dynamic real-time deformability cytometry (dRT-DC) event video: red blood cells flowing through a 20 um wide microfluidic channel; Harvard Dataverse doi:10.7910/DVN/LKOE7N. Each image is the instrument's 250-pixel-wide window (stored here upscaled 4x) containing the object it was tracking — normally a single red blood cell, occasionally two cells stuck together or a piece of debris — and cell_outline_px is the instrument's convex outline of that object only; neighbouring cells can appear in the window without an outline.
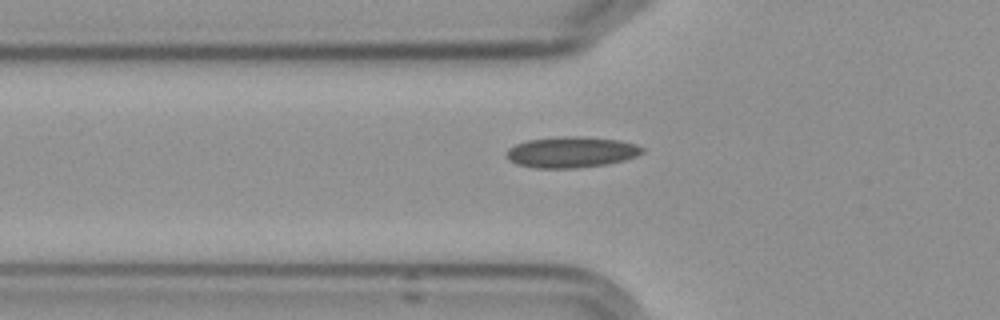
{"species": "Egyptian fruit bat (a non-hibernating species)", "species_latin": "Rousettus aegyptiacus", "temperature_condition": "cold", "stored_images_in_passage": 2, "camera_frame_rate_fps": 3000, "um_per_image_px": 0.085, "frame": {"image": 1, "passage_image": 2, "time_ms": 2.0, "image_size_px": [1000, 320], "cell_outline_px": [[644, 152], [636, 156], [624, 160], [604, 164], [576, 168], [536, 168], [516, 164], [508, 160], [508, 148], [516, 144], [528, 140], [560, 136], [584, 136], [620, 140], [636, 144], [644, 148]], "centroid_in_image_um": [48.58, 12.92], "position_along_channel_um": 77.2, "area_um2": 24.51}}